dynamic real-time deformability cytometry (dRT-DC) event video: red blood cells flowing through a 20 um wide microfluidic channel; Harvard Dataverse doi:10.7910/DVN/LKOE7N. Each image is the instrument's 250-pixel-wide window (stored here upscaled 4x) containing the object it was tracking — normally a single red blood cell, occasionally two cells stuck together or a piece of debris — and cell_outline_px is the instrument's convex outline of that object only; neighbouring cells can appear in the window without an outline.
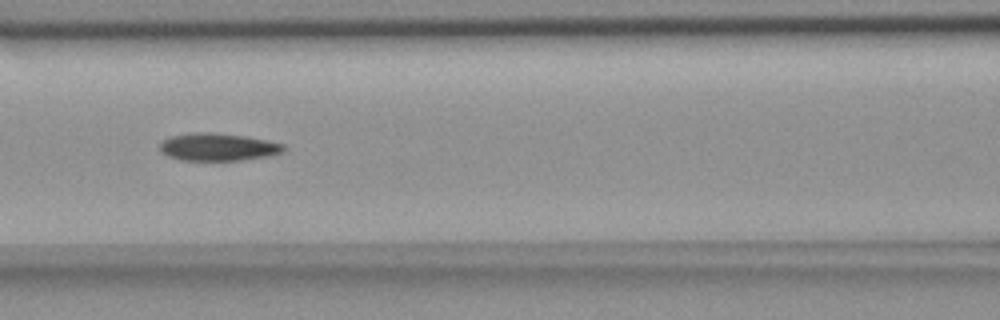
{"species": "common noctule bat (a hibernating species)", "species_latin": "Nyctalus noctula", "temperature_condition": "room temperature", "stored_images_in_passage": 12, "camera_frame_rate_fps": 3000, "um_per_image_px": 0.085, "animal": {"sex": "female", "body_mass_g": 18.4}, "frame": {"image": 1, "passage_image": 3, "time_ms": 2.333, "image_size_px": [1000, 320], "cell_outline_px": [[284, 152], [268, 156], [240, 160], [180, 160], [168, 156], [160, 152], [160, 144], [164, 140], [172, 136], [192, 132], [212, 132], [244, 136], [268, 140], [284, 144]], "centroid_in_image_um": [18.53, 12.49], "position_along_channel_um": 148.1, "area_um2": 19.88}}
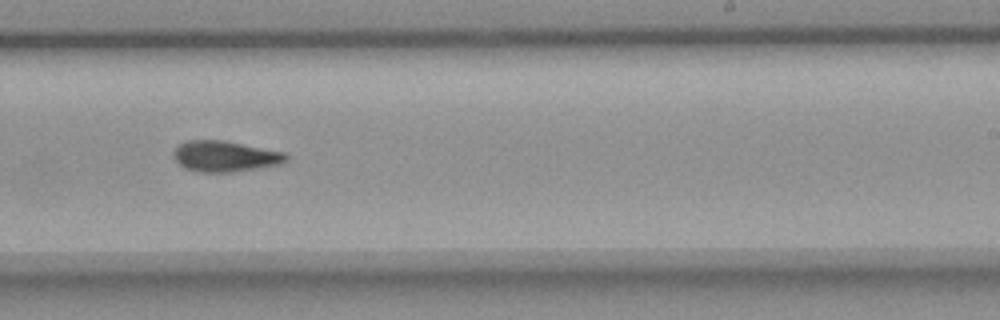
{"frame": {"image": 2, "passage_image": 6, "time_ms": 5.667, "image_size_px": [1000, 320], "cell_outline_px": [[288, 160], [280, 164], [260, 168], [232, 172], [200, 172], [184, 168], [172, 156], [172, 152], [180, 144], [188, 140], [220, 140], [284, 152], [288, 156]], "centroid_in_image_um": [19.12, 13.29], "position_along_channel_um": 269.9, "area_um2": 20.11}}
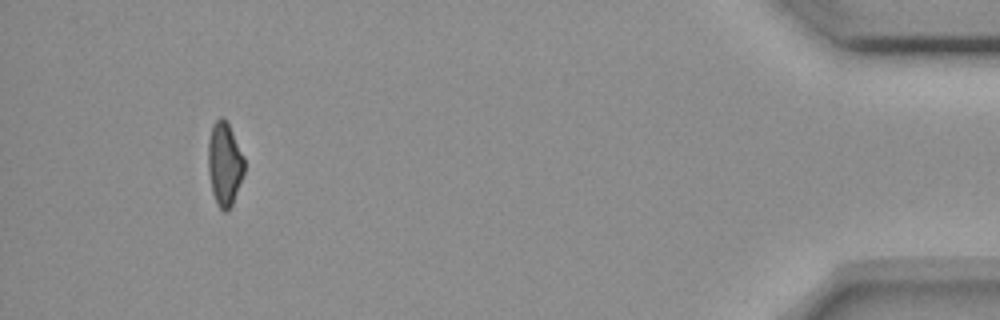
{"frame": {"image": 3, "passage_image": 11, "time_ms": 14.333, "image_size_px": [1000, 320], "cell_outline_px": [[244, 172], [232, 204], [228, 212], [224, 212], [216, 204], [212, 192], [208, 172], [208, 140], [212, 124], [220, 116], [228, 124], [244, 156]], "centroid_in_image_um": [19.07, 13.95], "position_along_channel_um": 416.1, "area_um2": 17.57}}